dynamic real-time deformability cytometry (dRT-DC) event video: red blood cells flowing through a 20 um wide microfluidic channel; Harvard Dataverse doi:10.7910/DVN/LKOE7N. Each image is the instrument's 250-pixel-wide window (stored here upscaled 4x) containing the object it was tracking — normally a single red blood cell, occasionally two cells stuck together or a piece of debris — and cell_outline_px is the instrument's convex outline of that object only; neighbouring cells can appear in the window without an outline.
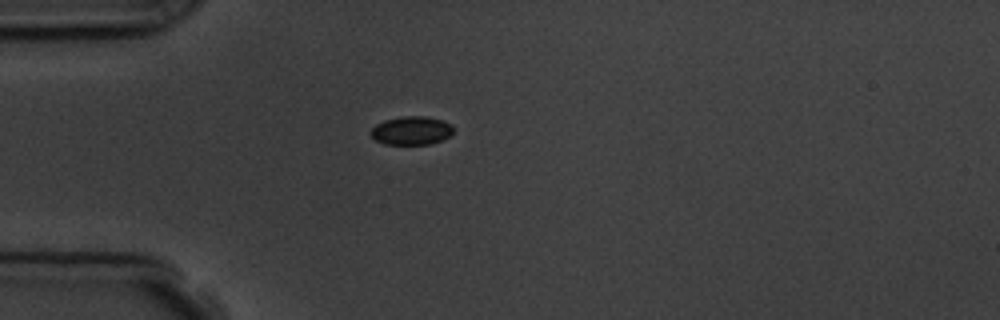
{"species": "common noctule bat (a hibernating species)", "species_latin": "Nyctalus noctula", "temperature_condition": "room temperature", "stored_images_in_passage": 2, "camera_frame_rate_fps": 3000, "um_per_image_px": 0.085, "animal": {"sex": "male", "body_mass_g": 19.5, "forearm_length_mm": 54.6}, "frame": {"image": 1, "passage_image": 1, "time_ms": 0.0, "image_size_px": [1000, 320], "cell_outline_px": [[452, 132], [448, 136], [440, 140], [428, 144], [384, 144], [376, 140], [368, 132], [376, 124], [384, 120], [404, 116], [424, 116], [440, 120], [452, 124]], "centroid_in_image_um": [34.92, 11.09], "position_along_channel_um": 50.1, "area_um2": 13.53}}